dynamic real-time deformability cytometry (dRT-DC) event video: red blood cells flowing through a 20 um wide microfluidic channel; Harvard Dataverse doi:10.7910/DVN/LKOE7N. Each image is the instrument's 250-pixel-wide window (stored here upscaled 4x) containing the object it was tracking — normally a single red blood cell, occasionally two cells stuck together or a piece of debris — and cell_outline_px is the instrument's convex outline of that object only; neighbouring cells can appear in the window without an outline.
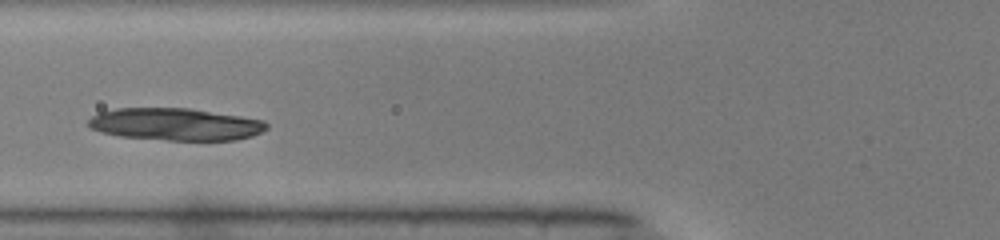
{"species": "common noctule bat (a hibernating species)", "species_latin": "Nyctalus noctula", "temperature_condition": "warm", "stored_images_in_passage": 32, "camera_frame_rate_fps": 3000, "um_per_image_px": 0.085, "animal": {"sex": "male", "body_mass_g": 19.0, "forearm_length_mm": 50.8}, "frame": {"image": 1, "passage_image": 5, "time_ms": 1.333, "image_size_px": [1000, 240], "cell_outline_px": [[268, 128], [252, 136], [236, 140], [168, 140], [120, 136], [104, 132], [92, 128], [88, 124], [88, 120], [92, 116], [100, 112], [116, 108], [188, 108], [240, 116], [264, 120], [268, 124]], "centroid_in_image_um": [14.94, 10.56], "position_along_channel_um": 110.9, "area_um2": 33.29}}
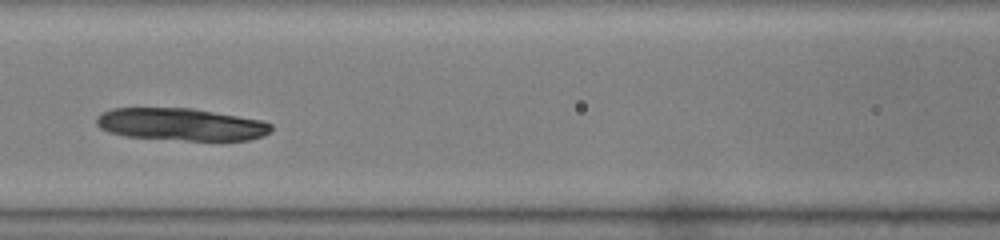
{"frame": {"image": 2, "passage_image": 8, "time_ms": 2.333, "image_size_px": [1000, 240], "cell_outline_px": [[272, 128], [268, 132], [260, 136], [248, 140], [184, 140], [124, 136], [108, 132], [100, 128], [96, 124], [96, 116], [100, 112], [112, 108], [192, 108], [264, 120], [272, 124]], "centroid_in_image_um": [15.34, 10.56], "position_along_channel_um": 151.3, "area_um2": 33.06}}